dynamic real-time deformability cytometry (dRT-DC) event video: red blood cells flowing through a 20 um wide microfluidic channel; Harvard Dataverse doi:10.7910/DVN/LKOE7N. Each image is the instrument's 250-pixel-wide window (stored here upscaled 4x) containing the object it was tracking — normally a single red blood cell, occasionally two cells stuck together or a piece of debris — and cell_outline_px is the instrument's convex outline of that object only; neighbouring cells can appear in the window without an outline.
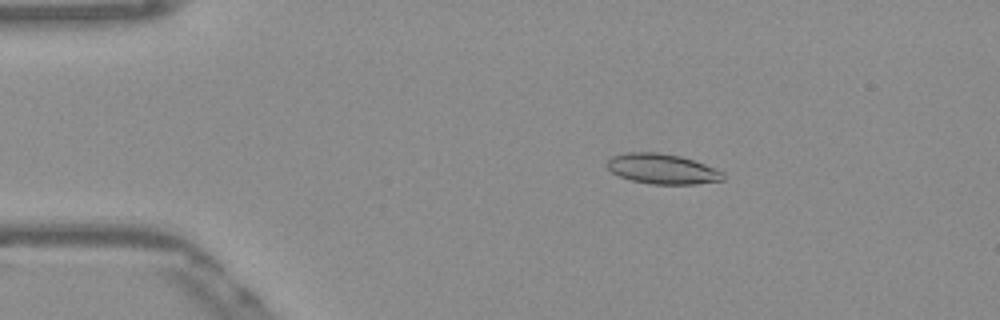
{"species": "Egyptian fruit bat (a non-hibernating species)", "species_latin": "Rousettus aegyptiacus", "temperature_condition": "warm", "stored_images_in_passage": 53, "camera_frame_rate_fps": 3000, "um_per_image_px": 0.085, "frame": {"image": 1, "passage_image": 10, "time_ms": 3.0, "image_size_px": [1000, 320], "cell_outline_px": [[724, 180], [696, 184], [652, 184], [632, 180], [620, 176], [612, 172], [604, 164], [612, 156], [624, 152], [660, 152], [680, 156], [704, 164], [724, 172]], "centroid_in_image_um": [56.27, 14.35], "position_along_channel_um": 28.7, "area_um2": 20.4}}
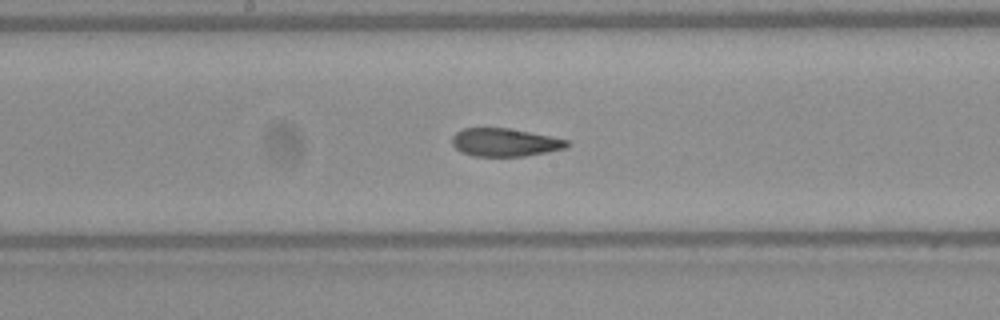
{"frame": {"image": 2, "passage_image": 28, "time_ms": 9.0, "image_size_px": [1000, 320], "cell_outline_px": [[572, 144], [568, 148], [548, 152], [524, 156], [472, 156], [460, 152], [452, 144], [452, 136], [456, 132], [464, 128], [508, 128], [552, 136], [568, 140]], "centroid_in_image_um": [42.95, 12.1], "position_along_channel_um": 205.3, "area_um2": 19.02}}
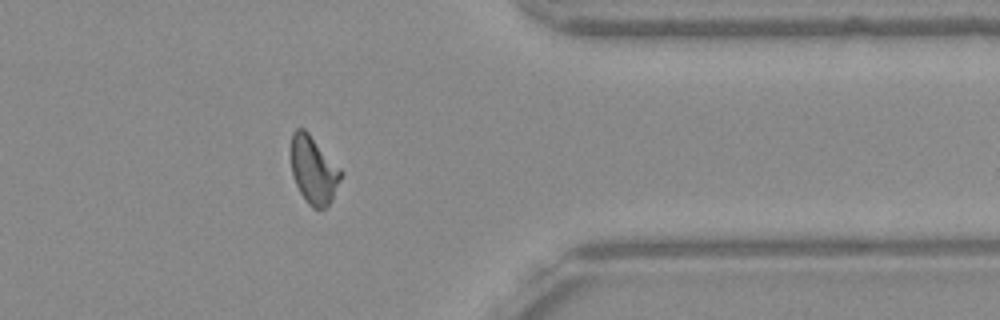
{"frame": {"image": 3, "passage_image": 43, "time_ms": 14.0, "image_size_px": [1000, 320], "cell_outline_px": [[344, 172], [332, 200], [324, 208], [312, 208], [308, 204], [300, 192], [296, 184], [292, 172], [292, 132], [296, 128], [304, 128], [308, 132]], "centroid_in_image_um": [26.68, 14.45], "position_along_channel_um": 384.7, "area_um2": 19.48}, "authors_computed_cell_mechanics": {"area_um2": 19.8832, "velocity_mm_per_s": 3.8789, "shape_relaxation_time_tau1_ms": null, "shape_relaxation_time_tau2_ms": 2.0386, "deformation_change_tau1": null, "deformation_change_tau2": 0.0948}}